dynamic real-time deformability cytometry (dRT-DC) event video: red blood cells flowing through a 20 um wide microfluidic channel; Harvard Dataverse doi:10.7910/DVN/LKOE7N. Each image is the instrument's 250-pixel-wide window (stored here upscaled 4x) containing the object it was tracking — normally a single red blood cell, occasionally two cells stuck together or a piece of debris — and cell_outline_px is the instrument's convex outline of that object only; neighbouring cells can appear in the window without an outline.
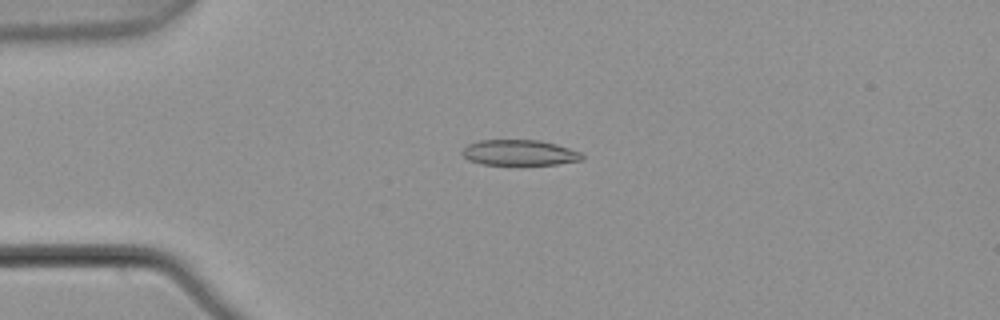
{"species": "common noctule bat (a hibernating species)", "species_latin": "Nyctalus noctula", "temperature_condition": "warm", "stored_images_in_passage": 4, "camera_frame_rate_fps": 3000, "um_per_image_px": 0.085, "animal": {"sex": "male", "body_mass_g": 21.5, "forearm_length_mm": 52.0}, "frame": {"image": 1, "passage_image": 1, "time_ms": 0.0, "image_size_px": [1000, 320], "cell_outline_px": [[584, 160], [556, 164], [484, 164], [468, 160], [460, 152], [468, 144], [480, 140], [540, 140], [556, 144], [580, 152], [584, 156]], "centroid_in_image_um": [44.16, 12.97], "position_along_channel_um": 40.8, "area_um2": 17.74}}
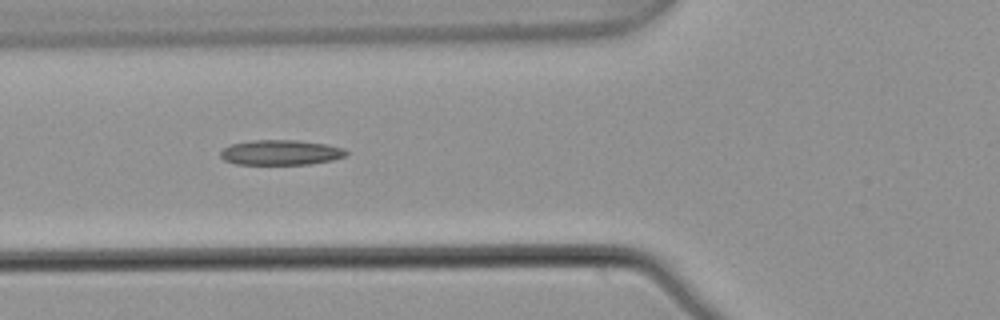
{"frame": {"image": 2, "passage_image": 3, "time_ms": 0.667, "image_size_px": [1000, 320], "cell_outline_px": [[348, 152], [344, 156], [332, 160], [308, 164], [236, 164], [224, 160], [220, 156], [220, 152], [224, 148], [232, 144], [252, 140], [296, 140], [324, 144], [344, 148]], "centroid_in_image_um": [23.84, 12.96], "position_along_channel_um": 102.0, "area_um2": 18.21}}
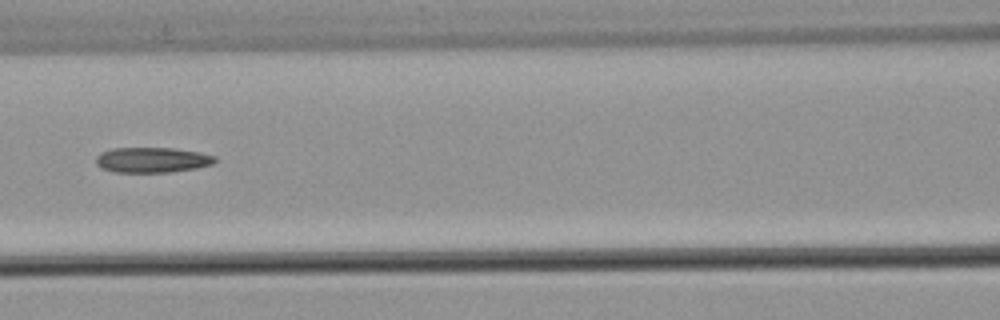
{"frame": {"image": 3, "passage_image": 4, "time_ms": 1.0, "image_size_px": [1000, 320], "cell_outline_px": [[216, 160], [212, 164], [196, 168], [168, 172], [116, 172], [100, 168], [96, 164], [96, 156], [100, 152], [112, 148], [172, 148], [200, 152], [216, 156]], "centroid_in_image_um": [12.91, 13.59], "position_along_channel_um": 153.7, "area_um2": 17.57}}